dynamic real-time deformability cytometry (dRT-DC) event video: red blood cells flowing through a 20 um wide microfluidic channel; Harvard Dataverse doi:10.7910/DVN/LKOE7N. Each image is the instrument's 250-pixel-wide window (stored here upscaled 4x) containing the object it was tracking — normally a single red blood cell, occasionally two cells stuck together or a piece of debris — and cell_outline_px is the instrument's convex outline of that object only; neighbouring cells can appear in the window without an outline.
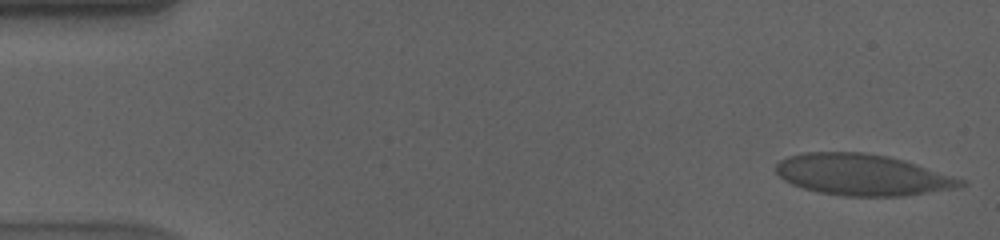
{"species": "human", "species_latin": "Homo sapiens", "temperature_condition": "cold", "stored_images_in_passage": 55, "camera_frame_rate_fps": 3000, "um_per_image_px": 0.085, "donor": {"sex": "male"}, "frame": {"image": 1, "passage_image": 1, "time_ms": 0.0, "image_size_px": [1000, 240], "cell_outline_px": [[968, 184], [956, 188], [904, 196], [844, 196], [816, 192], [792, 184], [784, 180], [776, 172], [776, 164], [780, 160], [788, 156], [804, 152], [864, 152], [888, 156], [904, 160], [968, 180]], "centroid_in_image_um": [73.33, 14.86], "position_along_channel_um": 11.7, "area_um2": 44.68}}
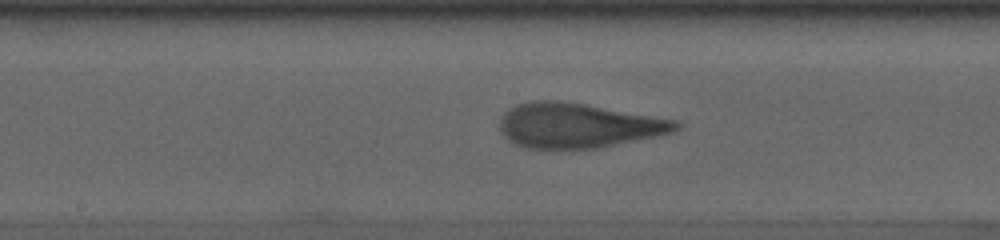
{"frame": {"image": 2, "passage_image": 28, "time_ms": 9.0, "image_size_px": [1000, 240], "cell_outline_px": [[684, 124], [680, 128], [672, 132], [656, 136], [596, 148], [528, 148], [516, 144], [508, 140], [500, 132], [500, 120], [504, 112], [508, 108], [516, 104], [528, 100], [560, 100], [680, 120]], "centroid_in_image_um": [49.14, 10.64], "position_along_channel_um": 199.1, "area_um2": 46.12}}
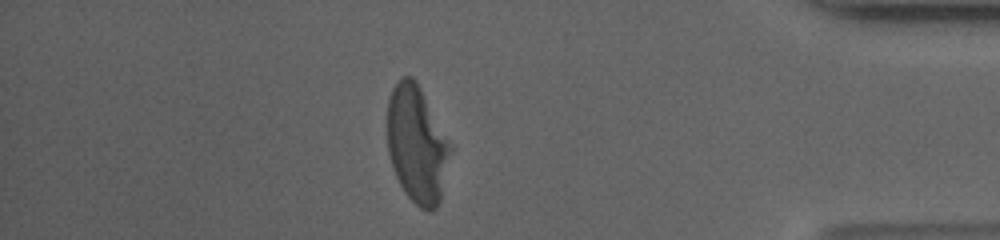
{"frame": {"image": 3, "passage_image": 48, "time_ms": 15.667, "image_size_px": [1000, 240], "cell_outline_px": [[452, 148], [440, 200], [436, 208], [428, 212], [420, 208], [404, 192], [396, 176], [388, 152], [388, 100], [392, 88], [400, 76], [412, 76], [416, 80]], "centroid_in_image_um": [35.42, 12.27], "position_along_channel_um": 399.8, "area_um2": 42.54}, "authors_computed_cell_mechanics": {"area_um2": 45.2574, "velocity_mm_per_s": 3.5477, "shape_relaxation_time_tau1_ms": 8.3579, "shape_relaxation_time_tau2_ms": 1.2655, "deformation_change_tau1": 0.2476, "deformation_change_tau2": 0.0784}}